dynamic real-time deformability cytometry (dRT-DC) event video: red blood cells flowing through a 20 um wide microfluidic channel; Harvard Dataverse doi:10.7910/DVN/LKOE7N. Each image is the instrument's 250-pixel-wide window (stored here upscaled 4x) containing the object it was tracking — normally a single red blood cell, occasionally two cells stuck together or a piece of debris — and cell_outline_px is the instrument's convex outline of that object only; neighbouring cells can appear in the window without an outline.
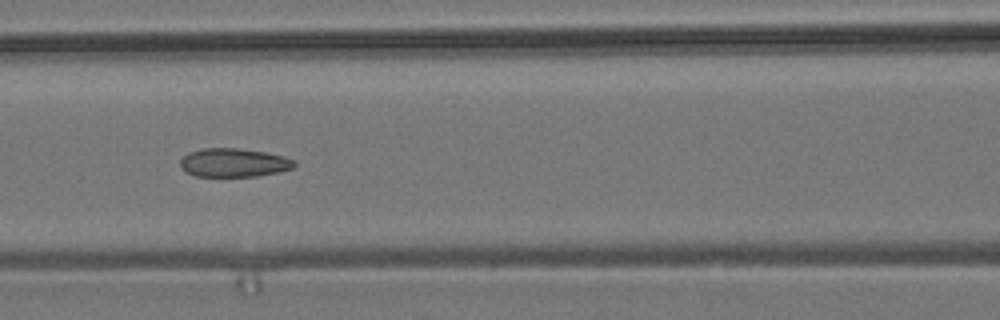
{"species": "common noctule bat (a hibernating species)", "species_latin": "Nyctalus noctula", "temperature_condition": "room temperature", "stored_images_in_passage": 8, "camera_frame_rate_fps": 3000, "um_per_image_px": 0.085, "animal": {"sex": "male", "body_mass_g": 19.2, "forearm_length_mm": 51.8}, "frame": {"image": 1, "passage_image": 7, "time_ms": 7.667, "image_size_px": [1000, 320], "cell_outline_px": [[296, 164], [292, 168], [280, 172], [256, 176], [196, 176], [180, 168], [180, 160], [188, 152], [204, 148], [236, 148], [264, 152], [284, 156], [296, 160]], "centroid_in_image_um": [19.88, 13.82], "position_along_channel_um": 146.7, "area_um2": 19.02}}
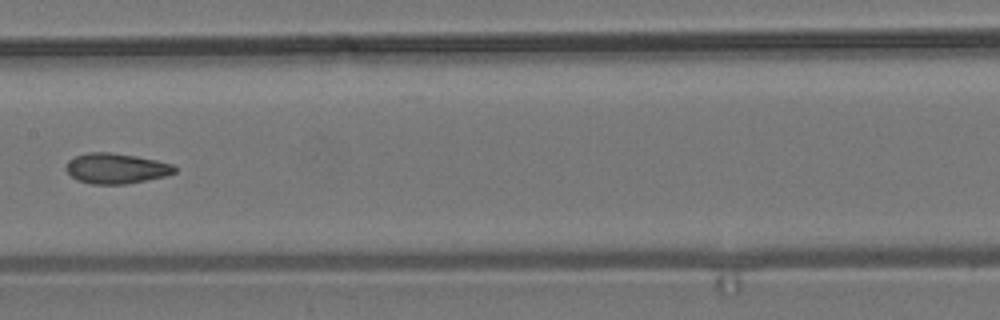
{"frame": {"image": 2, "passage_image": 8, "time_ms": 9.0, "image_size_px": [1000, 320], "cell_outline_px": [[176, 172], [168, 176], [124, 184], [92, 184], [76, 180], [64, 168], [68, 160], [76, 156], [88, 152], [112, 152], [136, 156], [156, 160], [172, 164], [176, 168]], "centroid_in_image_um": [9.86, 14.31], "position_along_channel_um": 197.5, "area_um2": 19.31}}